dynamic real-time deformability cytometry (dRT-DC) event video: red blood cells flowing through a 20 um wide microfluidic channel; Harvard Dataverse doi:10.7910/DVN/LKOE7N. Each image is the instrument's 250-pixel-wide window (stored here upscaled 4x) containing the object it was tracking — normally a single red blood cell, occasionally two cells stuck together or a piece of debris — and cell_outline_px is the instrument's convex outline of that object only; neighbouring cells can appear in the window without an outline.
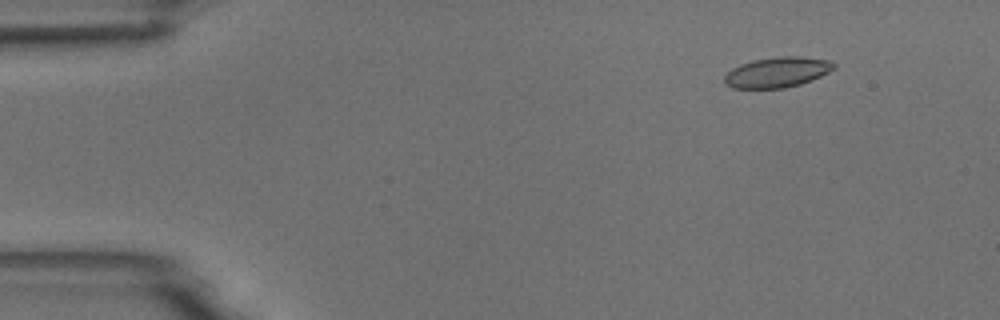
{"species": "common noctule bat (a hibernating species)", "species_latin": "Nyctalus noctula", "temperature_condition": "room temperature", "stored_images_in_passage": 50, "camera_frame_rate_fps": 3000, "um_per_image_px": 0.085, "animal": {"sex": "male", "body_mass_g": 18.8}, "frame": {"image": 1, "passage_image": 2, "time_ms": 0.333, "image_size_px": [1000, 320], "cell_outline_px": [[836, 68], [812, 80], [800, 84], [784, 88], [732, 88], [724, 84], [724, 76], [732, 68], [740, 64], [752, 60], [780, 56], [800, 56], [832, 60], [836, 64]], "centroid_in_image_um": [66.08, 6.13], "position_along_channel_um": 18.9, "area_um2": 19.54}}
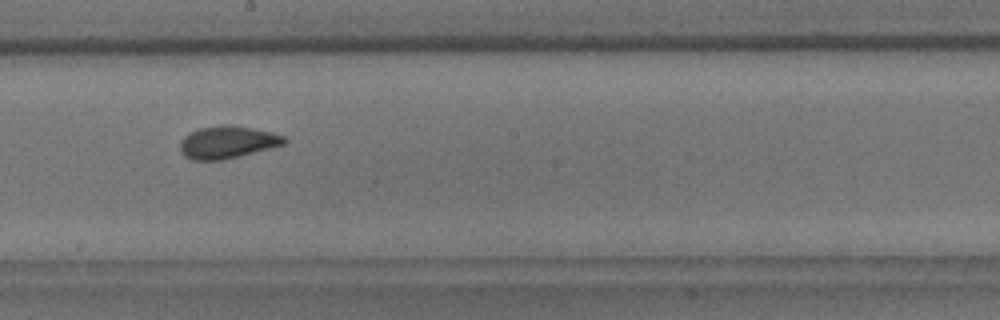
{"frame": {"image": 2, "passage_image": 26, "time_ms": 8.333, "image_size_px": [1000, 320], "cell_outline_px": [[288, 140], [284, 144], [240, 156], [220, 160], [192, 160], [184, 156], [180, 152], [180, 140], [184, 136], [200, 128], [224, 124], [228, 124], [252, 128], [272, 132], [284, 136]], "centroid_in_image_um": [19.31, 12.09], "position_along_channel_um": 228.9, "area_um2": 19.65}}
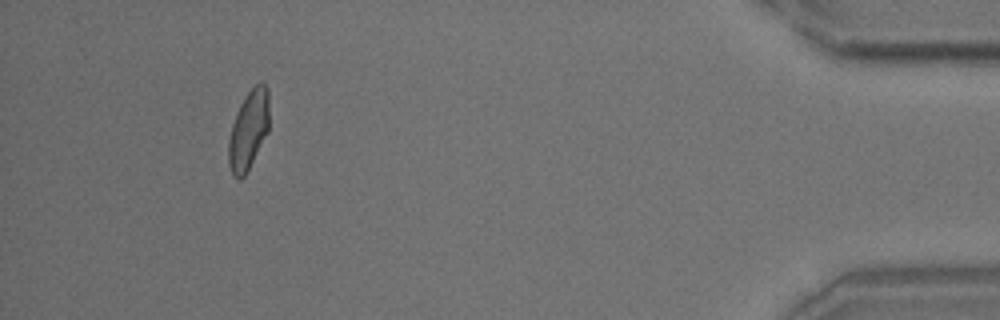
{"frame": {"image": 3, "passage_image": 46, "time_ms": 15.0, "image_size_px": [1000, 320], "cell_outline_px": [[268, 132], [244, 176], [240, 180], [232, 176], [228, 164], [228, 140], [232, 124], [236, 112], [244, 96], [260, 80], [268, 88]], "centroid_in_image_um": [21.1, 11.05], "position_along_channel_um": 414.1, "area_um2": 18.79}, "authors_computed_cell_mechanics": {"area_um2": 19.1318, "velocity_mm_per_s": 3.7326, "shape_relaxation_time_tau1_ms": 7.2204, "shape_relaxation_time_tau2_ms": 1.2275, "deformation_change_tau1": 0.1522, "deformation_change_tau2": 0.0556}}